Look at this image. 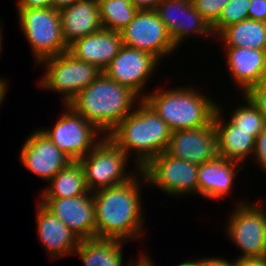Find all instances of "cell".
I'll return each instance as SVG.
<instances>
[{
  "label": "cell",
  "mask_w": 266,
  "mask_h": 266,
  "mask_svg": "<svg viewBox=\"0 0 266 266\" xmlns=\"http://www.w3.org/2000/svg\"><path fill=\"white\" fill-rule=\"evenodd\" d=\"M249 19L266 22V0H250Z\"/></svg>",
  "instance_id": "cell-32"
},
{
  "label": "cell",
  "mask_w": 266,
  "mask_h": 266,
  "mask_svg": "<svg viewBox=\"0 0 266 266\" xmlns=\"http://www.w3.org/2000/svg\"><path fill=\"white\" fill-rule=\"evenodd\" d=\"M0 19H1V18H0ZM1 21H2V20H0V54H1L2 50H3V48H2V46H3V45H2V43H3V38H2L3 35H2V32H3V31H2L1 29H2V25H4V24H2ZM0 56H1V55H0Z\"/></svg>",
  "instance_id": "cell-41"
},
{
  "label": "cell",
  "mask_w": 266,
  "mask_h": 266,
  "mask_svg": "<svg viewBox=\"0 0 266 266\" xmlns=\"http://www.w3.org/2000/svg\"><path fill=\"white\" fill-rule=\"evenodd\" d=\"M123 46L119 32L102 28L98 32L76 39L69 52L77 59L96 65L103 71Z\"/></svg>",
  "instance_id": "cell-21"
},
{
  "label": "cell",
  "mask_w": 266,
  "mask_h": 266,
  "mask_svg": "<svg viewBox=\"0 0 266 266\" xmlns=\"http://www.w3.org/2000/svg\"><path fill=\"white\" fill-rule=\"evenodd\" d=\"M141 171L149 187L168 196L198 195V165L176 159L166 152L153 157ZM192 193V194H191Z\"/></svg>",
  "instance_id": "cell-10"
},
{
  "label": "cell",
  "mask_w": 266,
  "mask_h": 266,
  "mask_svg": "<svg viewBox=\"0 0 266 266\" xmlns=\"http://www.w3.org/2000/svg\"><path fill=\"white\" fill-rule=\"evenodd\" d=\"M38 65L46 68L41 80H38L39 88L61 94L63 105H68L82 89L103 73L96 65L77 59L69 51L44 59Z\"/></svg>",
  "instance_id": "cell-6"
},
{
  "label": "cell",
  "mask_w": 266,
  "mask_h": 266,
  "mask_svg": "<svg viewBox=\"0 0 266 266\" xmlns=\"http://www.w3.org/2000/svg\"><path fill=\"white\" fill-rule=\"evenodd\" d=\"M77 1L79 0H53V8L60 10L67 6L73 5Z\"/></svg>",
  "instance_id": "cell-38"
},
{
  "label": "cell",
  "mask_w": 266,
  "mask_h": 266,
  "mask_svg": "<svg viewBox=\"0 0 266 266\" xmlns=\"http://www.w3.org/2000/svg\"><path fill=\"white\" fill-rule=\"evenodd\" d=\"M255 162L266 172V126L256 138L255 152L253 155Z\"/></svg>",
  "instance_id": "cell-31"
},
{
  "label": "cell",
  "mask_w": 266,
  "mask_h": 266,
  "mask_svg": "<svg viewBox=\"0 0 266 266\" xmlns=\"http://www.w3.org/2000/svg\"><path fill=\"white\" fill-rule=\"evenodd\" d=\"M155 11L178 49L190 37L215 39L212 27L194 8L191 0H162Z\"/></svg>",
  "instance_id": "cell-13"
},
{
  "label": "cell",
  "mask_w": 266,
  "mask_h": 266,
  "mask_svg": "<svg viewBox=\"0 0 266 266\" xmlns=\"http://www.w3.org/2000/svg\"><path fill=\"white\" fill-rule=\"evenodd\" d=\"M144 254H147V253L143 252V254H140V256H138L139 259L137 258L136 260H134L131 266H156L151 261V258H149L148 255H144Z\"/></svg>",
  "instance_id": "cell-37"
},
{
  "label": "cell",
  "mask_w": 266,
  "mask_h": 266,
  "mask_svg": "<svg viewBox=\"0 0 266 266\" xmlns=\"http://www.w3.org/2000/svg\"><path fill=\"white\" fill-rule=\"evenodd\" d=\"M216 39L222 47H247L266 51V22L246 19L224 28Z\"/></svg>",
  "instance_id": "cell-24"
},
{
  "label": "cell",
  "mask_w": 266,
  "mask_h": 266,
  "mask_svg": "<svg viewBox=\"0 0 266 266\" xmlns=\"http://www.w3.org/2000/svg\"><path fill=\"white\" fill-rule=\"evenodd\" d=\"M8 87H9L8 81L6 79L4 80L3 77H0V105L3 103V100L6 98L5 95H7V91L9 90Z\"/></svg>",
  "instance_id": "cell-39"
},
{
  "label": "cell",
  "mask_w": 266,
  "mask_h": 266,
  "mask_svg": "<svg viewBox=\"0 0 266 266\" xmlns=\"http://www.w3.org/2000/svg\"><path fill=\"white\" fill-rule=\"evenodd\" d=\"M126 243L113 238L82 239L73 255L79 256L84 266H131L132 259L123 264L122 248Z\"/></svg>",
  "instance_id": "cell-23"
},
{
  "label": "cell",
  "mask_w": 266,
  "mask_h": 266,
  "mask_svg": "<svg viewBox=\"0 0 266 266\" xmlns=\"http://www.w3.org/2000/svg\"><path fill=\"white\" fill-rule=\"evenodd\" d=\"M19 160L28 171L48 182L73 161L60 151L40 128L33 130L25 139Z\"/></svg>",
  "instance_id": "cell-14"
},
{
  "label": "cell",
  "mask_w": 266,
  "mask_h": 266,
  "mask_svg": "<svg viewBox=\"0 0 266 266\" xmlns=\"http://www.w3.org/2000/svg\"><path fill=\"white\" fill-rule=\"evenodd\" d=\"M139 100L129 88L102 73L68 105L106 136L133 111Z\"/></svg>",
  "instance_id": "cell-3"
},
{
  "label": "cell",
  "mask_w": 266,
  "mask_h": 266,
  "mask_svg": "<svg viewBox=\"0 0 266 266\" xmlns=\"http://www.w3.org/2000/svg\"><path fill=\"white\" fill-rule=\"evenodd\" d=\"M227 71L241 94L266 76V51L247 47H223Z\"/></svg>",
  "instance_id": "cell-19"
},
{
  "label": "cell",
  "mask_w": 266,
  "mask_h": 266,
  "mask_svg": "<svg viewBox=\"0 0 266 266\" xmlns=\"http://www.w3.org/2000/svg\"><path fill=\"white\" fill-rule=\"evenodd\" d=\"M159 66L160 61L151 53L123 45L103 73L144 99L143 90Z\"/></svg>",
  "instance_id": "cell-12"
},
{
  "label": "cell",
  "mask_w": 266,
  "mask_h": 266,
  "mask_svg": "<svg viewBox=\"0 0 266 266\" xmlns=\"http://www.w3.org/2000/svg\"><path fill=\"white\" fill-rule=\"evenodd\" d=\"M246 95L262 112L266 120V76L253 86Z\"/></svg>",
  "instance_id": "cell-30"
},
{
  "label": "cell",
  "mask_w": 266,
  "mask_h": 266,
  "mask_svg": "<svg viewBox=\"0 0 266 266\" xmlns=\"http://www.w3.org/2000/svg\"><path fill=\"white\" fill-rule=\"evenodd\" d=\"M17 8H51L53 0H15Z\"/></svg>",
  "instance_id": "cell-34"
},
{
  "label": "cell",
  "mask_w": 266,
  "mask_h": 266,
  "mask_svg": "<svg viewBox=\"0 0 266 266\" xmlns=\"http://www.w3.org/2000/svg\"><path fill=\"white\" fill-rule=\"evenodd\" d=\"M197 266H234V261L223 259V257H203L202 259L198 258L196 260H192Z\"/></svg>",
  "instance_id": "cell-33"
},
{
  "label": "cell",
  "mask_w": 266,
  "mask_h": 266,
  "mask_svg": "<svg viewBox=\"0 0 266 266\" xmlns=\"http://www.w3.org/2000/svg\"><path fill=\"white\" fill-rule=\"evenodd\" d=\"M120 33L124 46L149 52L161 63L177 49L155 10H138Z\"/></svg>",
  "instance_id": "cell-11"
},
{
  "label": "cell",
  "mask_w": 266,
  "mask_h": 266,
  "mask_svg": "<svg viewBox=\"0 0 266 266\" xmlns=\"http://www.w3.org/2000/svg\"><path fill=\"white\" fill-rule=\"evenodd\" d=\"M234 266H266V256L251 258H236Z\"/></svg>",
  "instance_id": "cell-35"
},
{
  "label": "cell",
  "mask_w": 266,
  "mask_h": 266,
  "mask_svg": "<svg viewBox=\"0 0 266 266\" xmlns=\"http://www.w3.org/2000/svg\"><path fill=\"white\" fill-rule=\"evenodd\" d=\"M250 4V0H229L224 7L221 16L212 26L214 36L216 37L224 28L228 27L229 25L249 19L248 10Z\"/></svg>",
  "instance_id": "cell-28"
},
{
  "label": "cell",
  "mask_w": 266,
  "mask_h": 266,
  "mask_svg": "<svg viewBox=\"0 0 266 266\" xmlns=\"http://www.w3.org/2000/svg\"><path fill=\"white\" fill-rule=\"evenodd\" d=\"M194 87H156L157 90L147 92L143 100L154 109L171 132L210 125L218 103Z\"/></svg>",
  "instance_id": "cell-4"
},
{
  "label": "cell",
  "mask_w": 266,
  "mask_h": 266,
  "mask_svg": "<svg viewBox=\"0 0 266 266\" xmlns=\"http://www.w3.org/2000/svg\"><path fill=\"white\" fill-rule=\"evenodd\" d=\"M64 107L66 109L57 117L55 125L40 130L60 151L73 161H79L94 149L105 135L69 105Z\"/></svg>",
  "instance_id": "cell-9"
},
{
  "label": "cell",
  "mask_w": 266,
  "mask_h": 266,
  "mask_svg": "<svg viewBox=\"0 0 266 266\" xmlns=\"http://www.w3.org/2000/svg\"><path fill=\"white\" fill-rule=\"evenodd\" d=\"M20 30L31 46L35 64L69 50L62 35L59 10L55 8H17Z\"/></svg>",
  "instance_id": "cell-5"
},
{
  "label": "cell",
  "mask_w": 266,
  "mask_h": 266,
  "mask_svg": "<svg viewBox=\"0 0 266 266\" xmlns=\"http://www.w3.org/2000/svg\"><path fill=\"white\" fill-rule=\"evenodd\" d=\"M165 152L198 166L212 161L218 156L217 134L213 122L204 127L172 132Z\"/></svg>",
  "instance_id": "cell-16"
},
{
  "label": "cell",
  "mask_w": 266,
  "mask_h": 266,
  "mask_svg": "<svg viewBox=\"0 0 266 266\" xmlns=\"http://www.w3.org/2000/svg\"><path fill=\"white\" fill-rule=\"evenodd\" d=\"M245 166L217 156L198 166V195L207 199H224L234 188L235 177Z\"/></svg>",
  "instance_id": "cell-20"
},
{
  "label": "cell",
  "mask_w": 266,
  "mask_h": 266,
  "mask_svg": "<svg viewBox=\"0 0 266 266\" xmlns=\"http://www.w3.org/2000/svg\"><path fill=\"white\" fill-rule=\"evenodd\" d=\"M38 201L80 240L96 237L92 192L71 198H40Z\"/></svg>",
  "instance_id": "cell-15"
},
{
  "label": "cell",
  "mask_w": 266,
  "mask_h": 266,
  "mask_svg": "<svg viewBox=\"0 0 266 266\" xmlns=\"http://www.w3.org/2000/svg\"><path fill=\"white\" fill-rule=\"evenodd\" d=\"M171 133L154 109L141 99L107 136L125 154L135 158L131 159L134 167L142 169L153 157L166 151Z\"/></svg>",
  "instance_id": "cell-2"
},
{
  "label": "cell",
  "mask_w": 266,
  "mask_h": 266,
  "mask_svg": "<svg viewBox=\"0 0 266 266\" xmlns=\"http://www.w3.org/2000/svg\"><path fill=\"white\" fill-rule=\"evenodd\" d=\"M241 95L243 105L233 108L228 119L241 130L256 131L260 134L266 126L265 117L246 94Z\"/></svg>",
  "instance_id": "cell-27"
},
{
  "label": "cell",
  "mask_w": 266,
  "mask_h": 266,
  "mask_svg": "<svg viewBox=\"0 0 266 266\" xmlns=\"http://www.w3.org/2000/svg\"><path fill=\"white\" fill-rule=\"evenodd\" d=\"M98 5L102 28L119 33L138 12L131 0H98Z\"/></svg>",
  "instance_id": "cell-26"
},
{
  "label": "cell",
  "mask_w": 266,
  "mask_h": 266,
  "mask_svg": "<svg viewBox=\"0 0 266 266\" xmlns=\"http://www.w3.org/2000/svg\"><path fill=\"white\" fill-rule=\"evenodd\" d=\"M174 266H197L192 260H186L185 262H181L179 264H176Z\"/></svg>",
  "instance_id": "cell-40"
},
{
  "label": "cell",
  "mask_w": 266,
  "mask_h": 266,
  "mask_svg": "<svg viewBox=\"0 0 266 266\" xmlns=\"http://www.w3.org/2000/svg\"><path fill=\"white\" fill-rule=\"evenodd\" d=\"M129 158L109 136H104L94 149L79 160L88 190L94 192L131 180L141 169L135 167L133 172L127 170Z\"/></svg>",
  "instance_id": "cell-7"
},
{
  "label": "cell",
  "mask_w": 266,
  "mask_h": 266,
  "mask_svg": "<svg viewBox=\"0 0 266 266\" xmlns=\"http://www.w3.org/2000/svg\"><path fill=\"white\" fill-rule=\"evenodd\" d=\"M47 186L41 191L40 198H71L89 192L79 161H71L49 181Z\"/></svg>",
  "instance_id": "cell-25"
},
{
  "label": "cell",
  "mask_w": 266,
  "mask_h": 266,
  "mask_svg": "<svg viewBox=\"0 0 266 266\" xmlns=\"http://www.w3.org/2000/svg\"><path fill=\"white\" fill-rule=\"evenodd\" d=\"M224 111L218 104L214 114L213 124L217 134V153L221 158L233 160L245 166L248 158L255 152L256 131H244L234 125L229 119L224 120Z\"/></svg>",
  "instance_id": "cell-17"
},
{
  "label": "cell",
  "mask_w": 266,
  "mask_h": 266,
  "mask_svg": "<svg viewBox=\"0 0 266 266\" xmlns=\"http://www.w3.org/2000/svg\"><path fill=\"white\" fill-rule=\"evenodd\" d=\"M194 8L212 27L221 16L229 0H191Z\"/></svg>",
  "instance_id": "cell-29"
},
{
  "label": "cell",
  "mask_w": 266,
  "mask_h": 266,
  "mask_svg": "<svg viewBox=\"0 0 266 266\" xmlns=\"http://www.w3.org/2000/svg\"><path fill=\"white\" fill-rule=\"evenodd\" d=\"M36 207L37 237L50 258L73 255L81 240L38 200Z\"/></svg>",
  "instance_id": "cell-18"
},
{
  "label": "cell",
  "mask_w": 266,
  "mask_h": 266,
  "mask_svg": "<svg viewBox=\"0 0 266 266\" xmlns=\"http://www.w3.org/2000/svg\"><path fill=\"white\" fill-rule=\"evenodd\" d=\"M62 35L69 46L76 39L102 29L98 0H79L59 10Z\"/></svg>",
  "instance_id": "cell-22"
},
{
  "label": "cell",
  "mask_w": 266,
  "mask_h": 266,
  "mask_svg": "<svg viewBox=\"0 0 266 266\" xmlns=\"http://www.w3.org/2000/svg\"><path fill=\"white\" fill-rule=\"evenodd\" d=\"M243 201L235 205L226 219L227 238L241 250L237 258L266 256V203Z\"/></svg>",
  "instance_id": "cell-8"
},
{
  "label": "cell",
  "mask_w": 266,
  "mask_h": 266,
  "mask_svg": "<svg viewBox=\"0 0 266 266\" xmlns=\"http://www.w3.org/2000/svg\"><path fill=\"white\" fill-rule=\"evenodd\" d=\"M162 0H131L138 10H155Z\"/></svg>",
  "instance_id": "cell-36"
},
{
  "label": "cell",
  "mask_w": 266,
  "mask_h": 266,
  "mask_svg": "<svg viewBox=\"0 0 266 266\" xmlns=\"http://www.w3.org/2000/svg\"><path fill=\"white\" fill-rule=\"evenodd\" d=\"M146 183L145 174L140 170L126 183L92 192L95 203L96 237L125 242L142 240L146 225L143 216L145 212L141 205V185Z\"/></svg>",
  "instance_id": "cell-1"
}]
</instances>
